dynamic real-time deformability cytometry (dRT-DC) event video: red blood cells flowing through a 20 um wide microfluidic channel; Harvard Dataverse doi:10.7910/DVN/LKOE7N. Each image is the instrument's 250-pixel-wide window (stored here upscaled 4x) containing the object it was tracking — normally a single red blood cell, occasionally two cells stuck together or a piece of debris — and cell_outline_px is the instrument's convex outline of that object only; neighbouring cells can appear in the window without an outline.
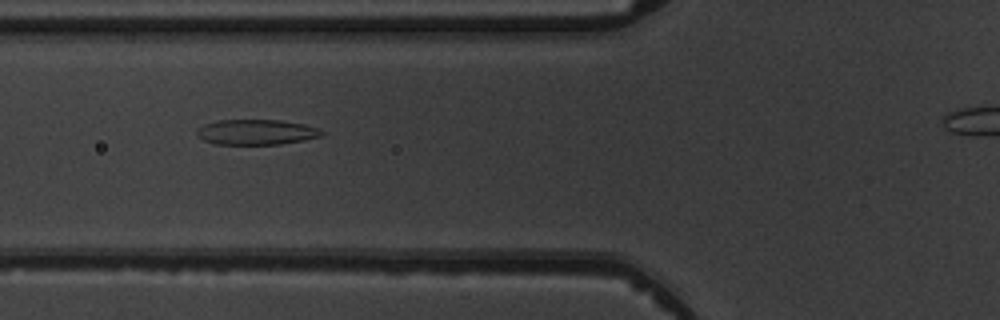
{"species": "common noctule bat (a hibernating species)", "species_latin": "Nyctalus noctula", "temperature_condition": "warm", "stored_images_in_passage": 8, "camera_frame_rate_fps": 3000, "um_per_image_px": 0.085, "animal": {"sex": "male", "body_mass_g": 19.5, "forearm_length_mm": 54.6}, "frame": {"image": 1, "passage_image": 7, "time_ms": 7.667, "image_size_px": [1000, 320], "cell_outline_px": [[324, 132], [320, 136], [304, 140], [280, 144], [216, 144], [204, 140], [196, 136], [196, 128], [204, 124], [216, 120], [280, 120], [304, 124], [316, 128]], "centroid_in_image_um": [21.73, 11.22], "position_along_channel_um": 104.1, "area_um2": 18.38}}
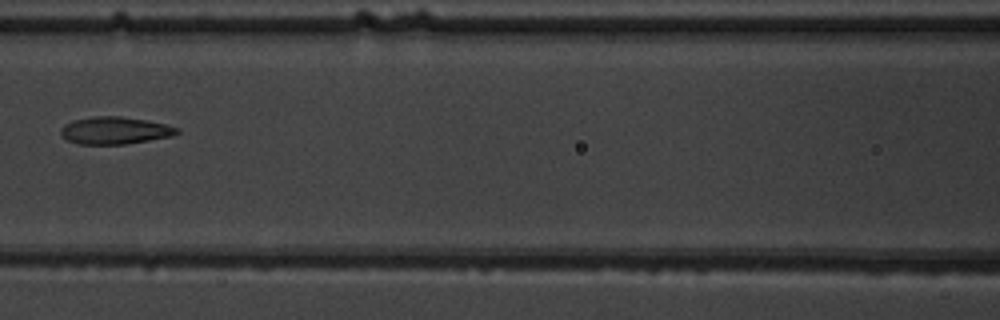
{"frame": {"image": 2, "passage_image": 8, "time_ms": 9.0, "image_size_px": [1000, 320], "cell_outline_px": [[180, 132], [172, 136], [124, 144], [76, 144], [64, 140], [60, 132], [60, 128], [64, 124], [72, 120], [92, 116], [120, 116], [144, 120], [164, 124], [180, 128]], "centroid_in_image_um": [9.7, 11.09], "position_along_channel_um": 156.9, "area_um2": 18.61}}